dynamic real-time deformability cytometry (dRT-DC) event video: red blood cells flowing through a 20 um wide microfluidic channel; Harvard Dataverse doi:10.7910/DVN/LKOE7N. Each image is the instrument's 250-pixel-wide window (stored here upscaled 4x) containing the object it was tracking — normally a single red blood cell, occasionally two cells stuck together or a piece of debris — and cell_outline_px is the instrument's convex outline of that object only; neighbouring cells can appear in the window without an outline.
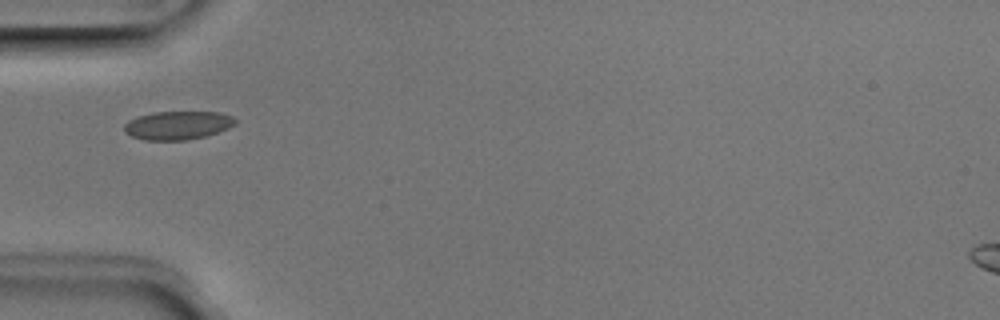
{"species": "Egyptian fruit bat (a non-hibernating species)", "species_latin": "Rousettus aegyptiacus", "temperature_condition": "room temperature", "stored_images_in_passage": 2, "camera_frame_rate_fps": 3000, "um_per_image_px": 0.085, "animal": {"sex": "male"}, "frame": {"image": 1, "passage_image": 1, "time_ms": 0.0, "image_size_px": [1000, 320], "cell_outline_px": [[236, 124], [228, 128], [204, 136], [188, 140], [144, 140], [132, 136], [124, 132], [124, 124], [128, 120], [136, 116], [152, 112], [220, 112], [232, 116], [236, 120]], "centroid_in_image_um": [15.07, 10.64], "position_along_channel_um": 69.9, "area_um2": 18.5}}